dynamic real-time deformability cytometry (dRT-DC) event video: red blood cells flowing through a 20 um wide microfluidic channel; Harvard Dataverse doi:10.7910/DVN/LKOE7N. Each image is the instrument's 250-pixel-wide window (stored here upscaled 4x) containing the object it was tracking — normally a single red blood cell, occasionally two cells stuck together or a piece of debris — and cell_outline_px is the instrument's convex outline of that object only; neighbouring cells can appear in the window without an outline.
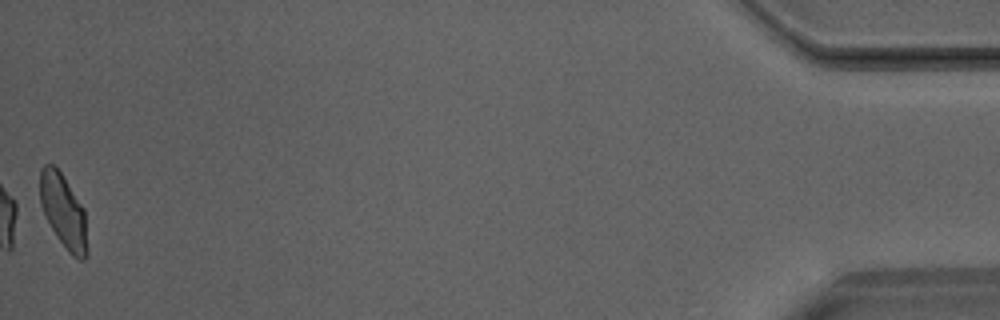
{"species": "Egyptian fruit bat (a non-hibernating species)", "species_latin": "Rousettus aegyptiacus", "temperature_condition": "room temperature", "stored_images_in_passage": 33, "camera_frame_rate_fps": 3000, "um_per_image_px": 0.085, "animal": {"sex": "male"}, "frame": {"image": 1, "passage_image": 33, "time_ms": 10.667, "image_size_px": [1000, 320], "cell_outline_px": [[88, 256], [84, 260], [80, 260], [72, 256], [68, 252], [56, 236], [40, 204], [40, 168], [44, 164], [52, 164], [60, 172], [84, 208], [88, 248]], "centroid_in_image_um": [5.41, 18.0], "position_along_channel_um": 429.8, "area_um2": 20.29}}